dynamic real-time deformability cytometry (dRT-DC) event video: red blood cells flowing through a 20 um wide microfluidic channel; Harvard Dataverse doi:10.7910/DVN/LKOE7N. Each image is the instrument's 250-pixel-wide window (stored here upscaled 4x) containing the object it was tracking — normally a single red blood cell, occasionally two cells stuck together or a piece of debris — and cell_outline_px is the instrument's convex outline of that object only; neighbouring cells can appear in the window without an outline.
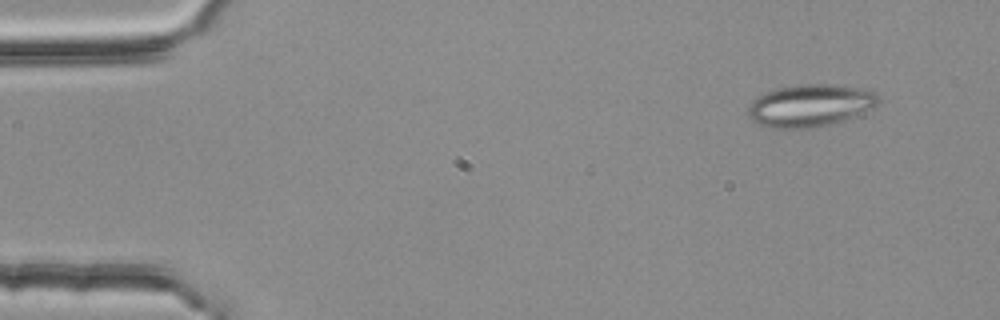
{"species": "common noctule bat (a hibernating species)", "species_latin": "Nyctalus noctula", "temperature_condition": "room temperature", "stored_images_in_passage": 5, "camera_frame_rate_fps": 3000, "um_per_image_px": 0.085, "animal": {"sex": "female", "body_mass_g": 25.1}, "frame": {"image": 1, "passage_image": 2, "time_ms": 0.333, "image_size_px": [1000, 320], "cell_outline_px": [[880, 104], [872, 108], [844, 120], [828, 124], [804, 128], [772, 128], [760, 124], [752, 120], [748, 116], [748, 104], [752, 100], [764, 92], [796, 84], [828, 84], [872, 88], [880, 96]], "centroid_in_image_um": [68.91, 8.94], "position_along_channel_um": 16.1, "area_um2": 32.43}}
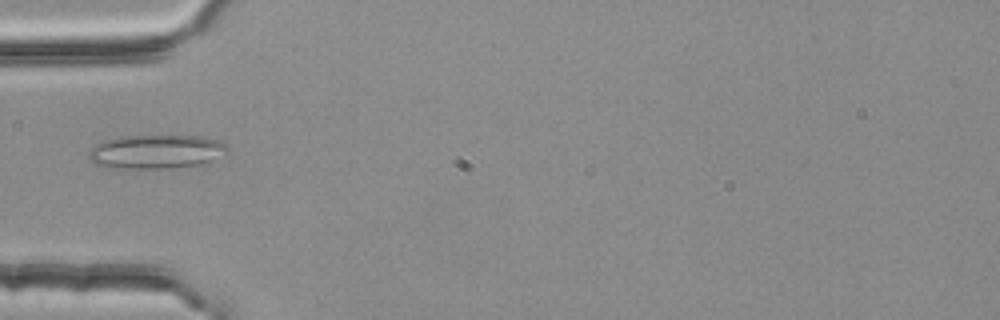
{"frame": {"image": 2, "passage_image": 5, "time_ms": 1.333, "image_size_px": [1000, 320], "cell_outline_px": [[228, 152], [212, 160], [200, 164], [172, 168], [104, 168], [88, 160], [88, 152], [96, 144], [104, 140], [120, 136], [200, 136], [220, 140], [224, 144]], "centroid_in_image_um": [13.22, 12.9], "position_along_channel_um": 71.8, "area_um2": 27.51}}